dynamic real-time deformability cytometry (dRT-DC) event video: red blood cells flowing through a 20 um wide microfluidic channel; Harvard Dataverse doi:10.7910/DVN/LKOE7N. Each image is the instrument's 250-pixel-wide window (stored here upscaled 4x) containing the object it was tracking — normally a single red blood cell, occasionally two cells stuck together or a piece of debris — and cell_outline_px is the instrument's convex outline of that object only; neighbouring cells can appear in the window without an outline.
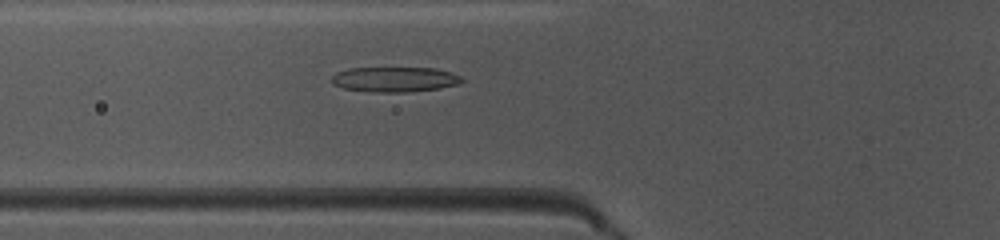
{"species": "common noctule bat (a hibernating species)", "species_latin": "Nyctalus noctula", "temperature_condition": "warm", "stored_images_in_passage": 46, "camera_frame_rate_fps": 3000, "um_per_image_px": 0.085, "animal": {"sex": "female", "body_mass_g": 10.0, "forearm_length_mm": 53.1}, "frame": {"image": 1, "passage_image": 15, "time_ms": 4.667, "image_size_px": [1000, 240], "cell_outline_px": [[464, 80], [456, 84], [440, 88], [404, 92], [372, 92], [344, 88], [332, 84], [332, 76], [336, 72], [348, 68], [436, 68], [452, 72], [460, 76]], "centroid_in_image_um": [33.53, 6.74], "position_along_channel_um": 92.3, "area_um2": 18.96}}
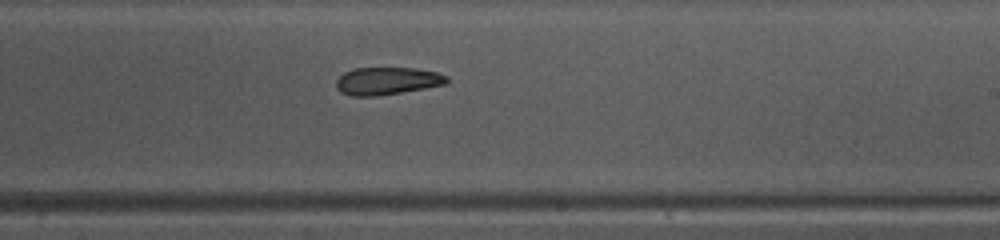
{"frame": {"image": 2, "passage_image": 27, "time_ms": 8.667, "image_size_px": [1000, 240], "cell_outline_px": [[448, 80], [444, 84], [424, 88], [376, 96], [348, 96], [340, 92], [336, 88], [336, 80], [344, 72], [352, 68], [416, 68], [436, 72], [448, 76]], "centroid_in_image_um": [32.85, 6.88], "position_along_channel_um": 256.2, "area_um2": 17.74}}
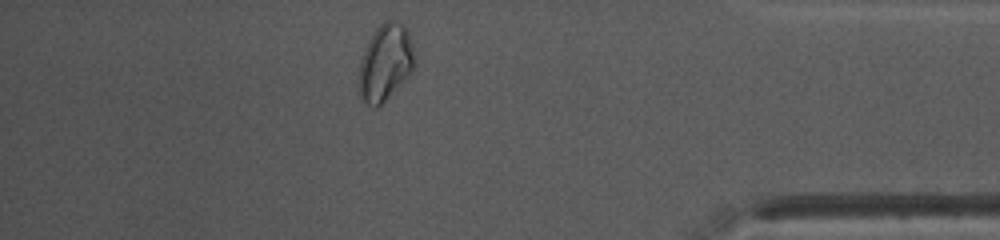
{"frame": {"image": 3, "passage_image": 40, "time_ms": 13.0, "image_size_px": [1000, 240], "cell_outline_px": [[416, 68], [376, 108], [372, 108], [364, 104], [360, 96], [356, 80], [360, 60], [364, 48], [372, 32], [384, 20], [396, 20], [404, 24], [408, 32], [416, 60]], "centroid_in_image_um": [32.72, 5.31], "position_along_channel_um": 402.5, "area_um2": 25.49}, "authors_computed_cell_mechanics": {"area_um2": 19.4786, "velocity_mm_per_s": 4.0754, "shape_relaxation_time_tau1_ms": null, "shape_relaxation_time_tau2_ms": 6.4158, "deformation_change_tau1": null, "deformation_change_tau2": 0.1371}}